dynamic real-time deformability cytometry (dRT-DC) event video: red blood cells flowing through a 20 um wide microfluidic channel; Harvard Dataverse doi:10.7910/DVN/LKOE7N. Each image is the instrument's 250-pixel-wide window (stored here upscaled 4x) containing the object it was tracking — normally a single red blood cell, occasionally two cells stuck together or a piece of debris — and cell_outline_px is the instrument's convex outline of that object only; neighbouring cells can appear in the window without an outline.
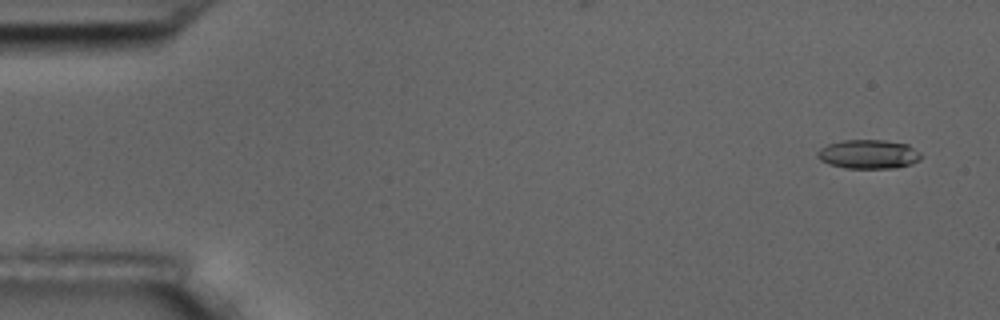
{"species": "common noctule bat (a hibernating species)", "species_latin": "Nyctalus noctula", "temperature_condition": "room temperature", "stored_images_in_passage": 5, "camera_frame_rate_fps": 3000, "um_per_image_px": 0.085, "animal": {"sex": "male", "body_mass_g": 17.5, "forearm_length_mm": 52.3}, "frame": {"image": 1, "passage_image": 1, "time_ms": 0.0, "image_size_px": [1000, 320], "cell_outline_px": [[920, 160], [912, 164], [896, 168], [844, 168], [828, 164], [820, 160], [816, 156], [816, 152], [820, 148], [828, 144], [844, 140], [884, 140], [908, 144], [920, 152]], "centroid_in_image_um": [73.81, 13.11], "position_along_channel_um": 11.2, "area_um2": 17.69}}
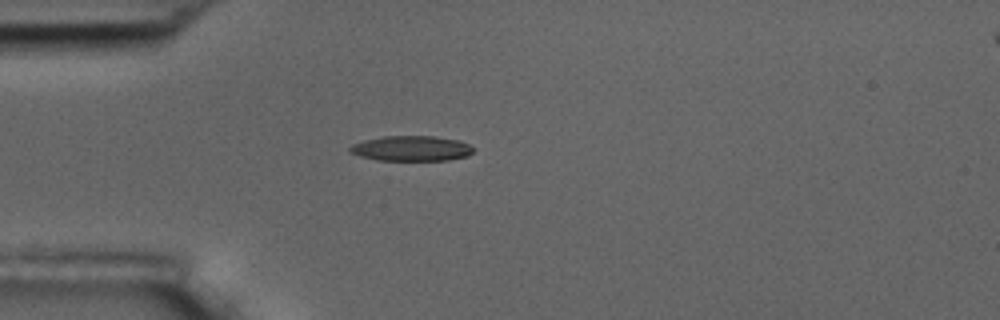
{"frame": {"image": 2, "passage_image": 4, "time_ms": 4.333, "image_size_px": [1000, 320], "cell_outline_px": [[476, 148], [468, 156], [448, 160], [376, 160], [360, 156], [348, 152], [348, 148], [352, 144], [364, 140], [384, 136], [432, 136], [460, 140]], "centroid_in_image_um": [34.97, 12.61], "position_along_channel_um": 50.0, "area_um2": 18.26}}